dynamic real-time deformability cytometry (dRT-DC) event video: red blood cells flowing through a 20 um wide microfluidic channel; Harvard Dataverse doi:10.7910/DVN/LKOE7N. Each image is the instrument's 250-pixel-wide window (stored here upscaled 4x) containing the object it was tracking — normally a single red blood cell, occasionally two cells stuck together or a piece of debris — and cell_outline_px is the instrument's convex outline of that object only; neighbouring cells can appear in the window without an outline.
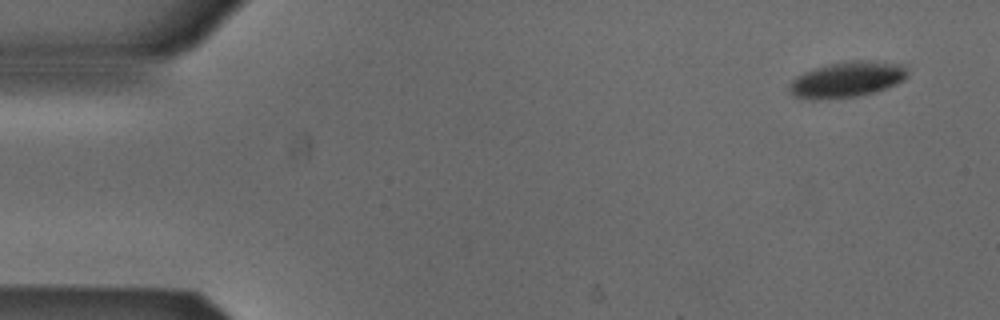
{"species": "Egyptian fruit bat (a non-hibernating species)", "species_latin": "Rousettus aegyptiacus", "temperature_condition": "cold", "stored_images_in_passage": 50, "camera_frame_rate_fps": 3000, "um_per_image_px": 0.085, "animal": {"sex": "male"}, "frame": {"image": 1, "passage_image": 1, "time_ms": 0.0, "image_size_px": [1000, 320], "cell_outline_px": [[908, 76], [904, 80], [884, 88], [872, 92], [856, 96], [816, 100], [812, 100], [792, 96], [788, 88], [788, 84], [796, 76], [804, 72], [828, 64], [852, 60], [872, 60], [908, 64]], "centroid_in_image_um": [72.0, 6.74], "position_along_channel_um": 13.0, "area_um2": 24.85}}
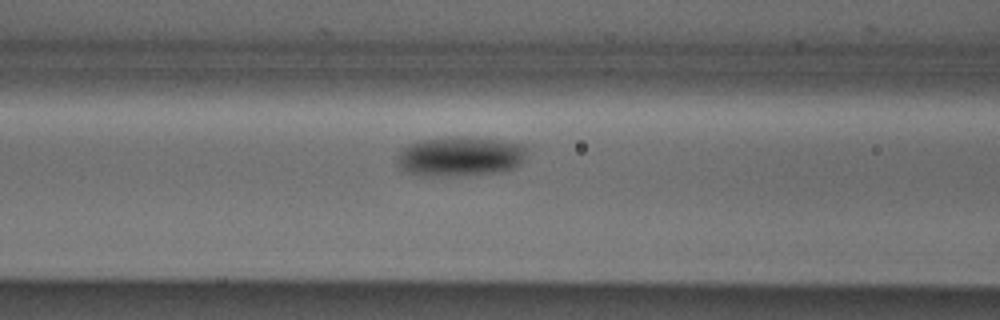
{"frame": {"image": 2, "passage_image": 19, "time_ms": 6.0, "image_size_px": [1000, 320], "cell_outline_px": [[532, 144], [524, 160], [520, 164], [512, 168], [500, 172], [448, 176], [424, 176], [408, 172], [400, 168], [396, 156], [408, 144], [420, 140], [448, 136], [472, 136]], "centroid_in_image_um": [39.2, 13.26], "position_along_channel_um": 127.4, "area_um2": 30.81}}
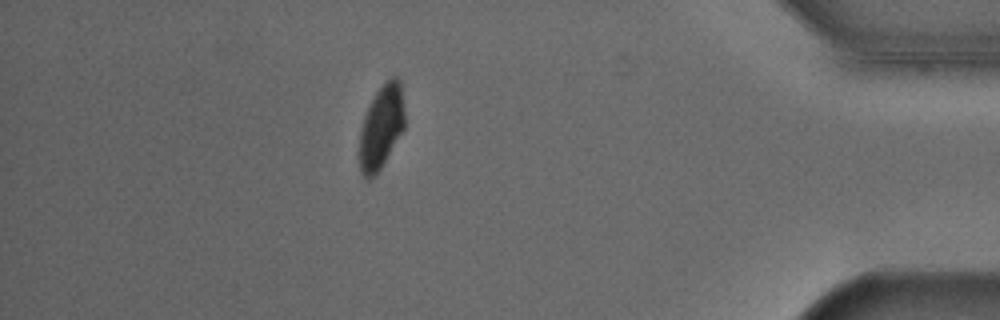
{"frame": {"image": 3, "passage_image": 44, "time_ms": 14.333, "image_size_px": [1000, 320], "cell_outline_px": [[404, 128], [376, 176], [368, 180], [360, 172], [356, 156], [360, 132], [364, 116], [376, 92], [392, 76], [396, 76], [400, 80], [404, 108]], "centroid_in_image_um": [32.36, 10.87], "position_along_channel_um": 402.8, "area_um2": 22.31}, "authors_computed_cell_mechanics": {"area_um2": 26.588, "velocity_mm_per_s": 3.8637, "shape_relaxation_time_tau1_ms": 3.6983, "shape_relaxation_time_tau2_ms": null, "deformation_change_tau1": 0.0965, "deformation_change_tau2": null}}